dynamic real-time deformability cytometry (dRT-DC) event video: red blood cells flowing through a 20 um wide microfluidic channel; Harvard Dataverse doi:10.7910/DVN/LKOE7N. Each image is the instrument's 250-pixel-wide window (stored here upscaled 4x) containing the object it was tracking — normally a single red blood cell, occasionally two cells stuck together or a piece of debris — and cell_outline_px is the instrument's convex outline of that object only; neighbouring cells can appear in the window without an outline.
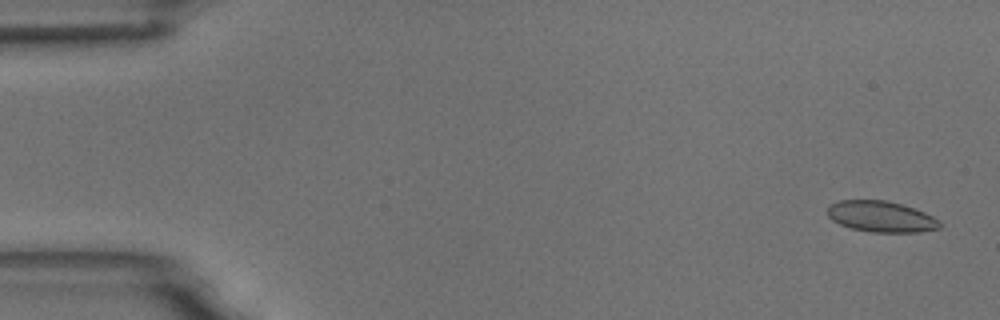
{"species": "common noctule bat (a hibernating species)", "species_latin": "Nyctalus noctula", "temperature_condition": "room temperature", "stored_images_in_passage": 55, "camera_frame_rate_fps": 3000, "um_per_image_px": 0.085, "animal": {"sex": "male", "body_mass_g": 18.8}, "frame": {"image": 1, "passage_image": 2, "time_ms": 0.333, "image_size_px": [1000, 320], "cell_outline_px": [[940, 228], [920, 232], [872, 232], [852, 228], [840, 224], [832, 220], [828, 216], [828, 208], [832, 204], [840, 200], [884, 200], [900, 204], [924, 212], [932, 216], [940, 224]], "centroid_in_image_um": [74.87, 18.41], "position_along_channel_um": 10.1, "area_um2": 19.94}}
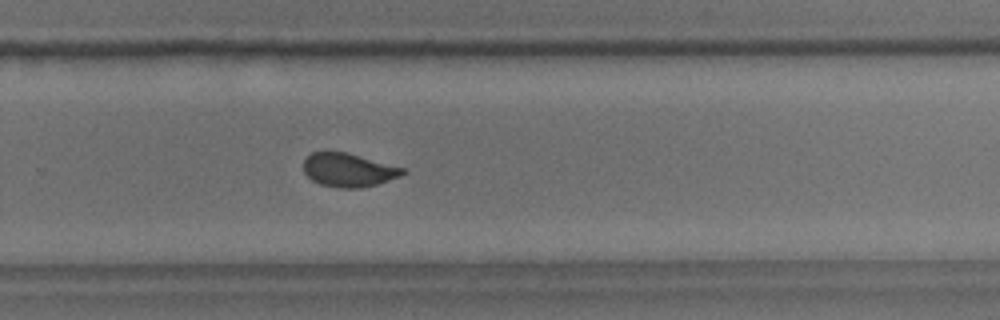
{"frame": {"image": 2, "passage_image": 36, "time_ms": 11.667, "image_size_px": [1000, 320], "cell_outline_px": [[408, 172], [400, 176], [376, 184], [360, 188], [340, 188], [320, 184], [312, 180], [304, 172], [304, 160], [312, 152], [348, 152], [404, 168]], "centroid_in_image_um": [29.63, 14.45], "position_along_channel_um": 300.2, "area_um2": 19.31}}
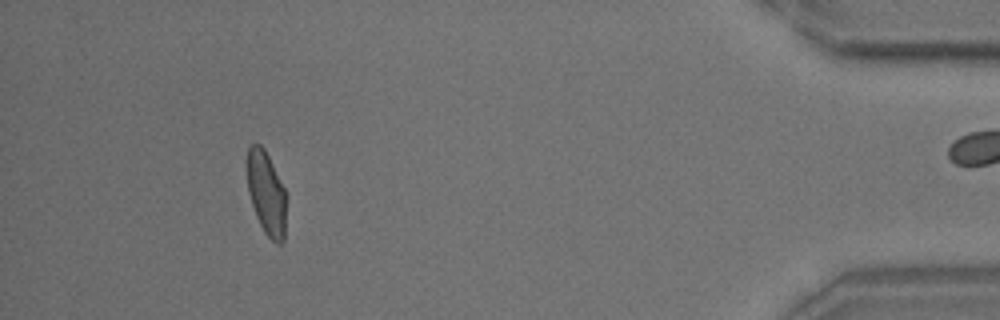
{"frame": {"image": 3, "passage_image": 50, "time_ms": 16.333, "image_size_px": [1000, 320], "cell_outline_px": [[288, 196], [284, 240], [280, 244], [276, 244], [264, 232], [256, 216], [248, 192], [248, 148], [252, 144], [260, 144], [264, 148]], "centroid_in_image_um": [22.69, 16.48], "position_along_channel_um": 412.5, "area_um2": 19.13}, "authors_computed_cell_mechanics": {"area_um2": 20.0566, "velocity_mm_per_s": 3.7091, "shape_relaxation_time_tau1_ms": 7.11, "shape_relaxation_time_tau2_ms": null, "deformation_change_tau1": 0.1633, "deformation_change_tau2": null}}